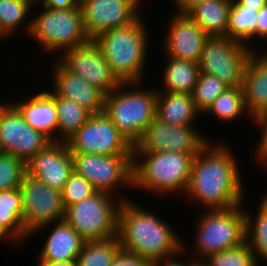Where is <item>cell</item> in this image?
<instances>
[{"label": "cell", "mask_w": 267, "mask_h": 266, "mask_svg": "<svg viewBox=\"0 0 267 266\" xmlns=\"http://www.w3.org/2000/svg\"><path fill=\"white\" fill-rule=\"evenodd\" d=\"M228 147L223 141L210 140L194 156L184 196L203 204V209H228L244 203V182Z\"/></svg>", "instance_id": "obj_1"}, {"label": "cell", "mask_w": 267, "mask_h": 266, "mask_svg": "<svg viewBox=\"0 0 267 266\" xmlns=\"http://www.w3.org/2000/svg\"><path fill=\"white\" fill-rule=\"evenodd\" d=\"M173 228L135 200H124L120 206L117 238L121 250L136 254L151 265L183 251V239Z\"/></svg>", "instance_id": "obj_2"}, {"label": "cell", "mask_w": 267, "mask_h": 266, "mask_svg": "<svg viewBox=\"0 0 267 266\" xmlns=\"http://www.w3.org/2000/svg\"><path fill=\"white\" fill-rule=\"evenodd\" d=\"M141 15L131 24L107 30L93 41L99 46L112 72L121 82H144L149 36Z\"/></svg>", "instance_id": "obj_3"}, {"label": "cell", "mask_w": 267, "mask_h": 266, "mask_svg": "<svg viewBox=\"0 0 267 266\" xmlns=\"http://www.w3.org/2000/svg\"><path fill=\"white\" fill-rule=\"evenodd\" d=\"M181 152H133V190L166 195L185 193L194 156Z\"/></svg>", "instance_id": "obj_4"}, {"label": "cell", "mask_w": 267, "mask_h": 266, "mask_svg": "<svg viewBox=\"0 0 267 266\" xmlns=\"http://www.w3.org/2000/svg\"><path fill=\"white\" fill-rule=\"evenodd\" d=\"M142 84L146 83L122 82L104 100L103 112L133 146L156 117L158 91L142 89Z\"/></svg>", "instance_id": "obj_5"}, {"label": "cell", "mask_w": 267, "mask_h": 266, "mask_svg": "<svg viewBox=\"0 0 267 266\" xmlns=\"http://www.w3.org/2000/svg\"><path fill=\"white\" fill-rule=\"evenodd\" d=\"M242 206L244 204L228 209H203L195 223L196 240L195 245L191 246L194 247L192 258L203 261L211 254L245 242V212Z\"/></svg>", "instance_id": "obj_6"}, {"label": "cell", "mask_w": 267, "mask_h": 266, "mask_svg": "<svg viewBox=\"0 0 267 266\" xmlns=\"http://www.w3.org/2000/svg\"><path fill=\"white\" fill-rule=\"evenodd\" d=\"M43 10L31 19L29 39L40 44L45 53H62L67 49L84 45L90 41L85 33L81 8Z\"/></svg>", "instance_id": "obj_7"}, {"label": "cell", "mask_w": 267, "mask_h": 266, "mask_svg": "<svg viewBox=\"0 0 267 266\" xmlns=\"http://www.w3.org/2000/svg\"><path fill=\"white\" fill-rule=\"evenodd\" d=\"M123 200L104 191L65 209L64 220L85 240L117 236L118 213Z\"/></svg>", "instance_id": "obj_8"}, {"label": "cell", "mask_w": 267, "mask_h": 266, "mask_svg": "<svg viewBox=\"0 0 267 266\" xmlns=\"http://www.w3.org/2000/svg\"><path fill=\"white\" fill-rule=\"evenodd\" d=\"M253 51L226 36L209 37L198 61L200 73L216 76L228 87H242L245 67Z\"/></svg>", "instance_id": "obj_9"}, {"label": "cell", "mask_w": 267, "mask_h": 266, "mask_svg": "<svg viewBox=\"0 0 267 266\" xmlns=\"http://www.w3.org/2000/svg\"><path fill=\"white\" fill-rule=\"evenodd\" d=\"M71 154L74 170L89 181L97 191L111 193L123 201L129 199L126 194L123 196L117 193L118 189H121L120 186L133 187L132 155Z\"/></svg>", "instance_id": "obj_10"}, {"label": "cell", "mask_w": 267, "mask_h": 266, "mask_svg": "<svg viewBox=\"0 0 267 266\" xmlns=\"http://www.w3.org/2000/svg\"><path fill=\"white\" fill-rule=\"evenodd\" d=\"M66 143L71 153L105 156L133 154V145L104 112L91 114Z\"/></svg>", "instance_id": "obj_11"}, {"label": "cell", "mask_w": 267, "mask_h": 266, "mask_svg": "<svg viewBox=\"0 0 267 266\" xmlns=\"http://www.w3.org/2000/svg\"><path fill=\"white\" fill-rule=\"evenodd\" d=\"M194 125H171L155 117L133 152H181L197 154L210 140Z\"/></svg>", "instance_id": "obj_12"}, {"label": "cell", "mask_w": 267, "mask_h": 266, "mask_svg": "<svg viewBox=\"0 0 267 266\" xmlns=\"http://www.w3.org/2000/svg\"><path fill=\"white\" fill-rule=\"evenodd\" d=\"M57 55L56 60L67 71L97 87L105 95L111 93L122 83L112 72L103 52L93 40Z\"/></svg>", "instance_id": "obj_13"}, {"label": "cell", "mask_w": 267, "mask_h": 266, "mask_svg": "<svg viewBox=\"0 0 267 266\" xmlns=\"http://www.w3.org/2000/svg\"><path fill=\"white\" fill-rule=\"evenodd\" d=\"M7 101V102H6ZM52 142L28 125L8 100L0 102V151L27 163Z\"/></svg>", "instance_id": "obj_14"}, {"label": "cell", "mask_w": 267, "mask_h": 266, "mask_svg": "<svg viewBox=\"0 0 267 266\" xmlns=\"http://www.w3.org/2000/svg\"><path fill=\"white\" fill-rule=\"evenodd\" d=\"M20 191L24 211L23 226L29 234L42 225L64 220L61 191L28 174L24 175Z\"/></svg>", "instance_id": "obj_15"}, {"label": "cell", "mask_w": 267, "mask_h": 266, "mask_svg": "<svg viewBox=\"0 0 267 266\" xmlns=\"http://www.w3.org/2000/svg\"><path fill=\"white\" fill-rule=\"evenodd\" d=\"M80 8L85 33L90 40L107 30L131 24L142 14L133 0H87Z\"/></svg>", "instance_id": "obj_16"}, {"label": "cell", "mask_w": 267, "mask_h": 266, "mask_svg": "<svg viewBox=\"0 0 267 266\" xmlns=\"http://www.w3.org/2000/svg\"><path fill=\"white\" fill-rule=\"evenodd\" d=\"M169 18L163 55L178 60L198 63L205 41L209 36L187 14L175 12ZM167 54V55H166Z\"/></svg>", "instance_id": "obj_17"}, {"label": "cell", "mask_w": 267, "mask_h": 266, "mask_svg": "<svg viewBox=\"0 0 267 266\" xmlns=\"http://www.w3.org/2000/svg\"><path fill=\"white\" fill-rule=\"evenodd\" d=\"M74 170L73 157L64 141H52L26 163V174L62 191Z\"/></svg>", "instance_id": "obj_18"}, {"label": "cell", "mask_w": 267, "mask_h": 266, "mask_svg": "<svg viewBox=\"0 0 267 266\" xmlns=\"http://www.w3.org/2000/svg\"><path fill=\"white\" fill-rule=\"evenodd\" d=\"M52 64L51 88L58 96L74 101L84 107L91 114L104 111L105 94L95 86L90 85L69 71H67L56 59ZM54 89V90H53Z\"/></svg>", "instance_id": "obj_19"}, {"label": "cell", "mask_w": 267, "mask_h": 266, "mask_svg": "<svg viewBox=\"0 0 267 266\" xmlns=\"http://www.w3.org/2000/svg\"><path fill=\"white\" fill-rule=\"evenodd\" d=\"M51 226L53 229L48 230L50 233L39 251L38 262H76L85 240L65 220L42 225L30 237Z\"/></svg>", "instance_id": "obj_20"}, {"label": "cell", "mask_w": 267, "mask_h": 266, "mask_svg": "<svg viewBox=\"0 0 267 266\" xmlns=\"http://www.w3.org/2000/svg\"><path fill=\"white\" fill-rule=\"evenodd\" d=\"M246 109L252 118L267 113V50H254L244 71L242 84Z\"/></svg>", "instance_id": "obj_21"}, {"label": "cell", "mask_w": 267, "mask_h": 266, "mask_svg": "<svg viewBox=\"0 0 267 266\" xmlns=\"http://www.w3.org/2000/svg\"><path fill=\"white\" fill-rule=\"evenodd\" d=\"M8 101L28 125L46 135L51 141H57L58 113L54 99L45 89L22 101Z\"/></svg>", "instance_id": "obj_22"}, {"label": "cell", "mask_w": 267, "mask_h": 266, "mask_svg": "<svg viewBox=\"0 0 267 266\" xmlns=\"http://www.w3.org/2000/svg\"><path fill=\"white\" fill-rule=\"evenodd\" d=\"M199 116L193 96L186 93L158 92L156 117L171 125H195Z\"/></svg>", "instance_id": "obj_23"}, {"label": "cell", "mask_w": 267, "mask_h": 266, "mask_svg": "<svg viewBox=\"0 0 267 266\" xmlns=\"http://www.w3.org/2000/svg\"><path fill=\"white\" fill-rule=\"evenodd\" d=\"M23 214L20 188L0 191V232L16 246L30 238L23 226Z\"/></svg>", "instance_id": "obj_24"}, {"label": "cell", "mask_w": 267, "mask_h": 266, "mask_svg": "<svg viewBox=\"0 0 267 266\" xmlns=\"http://www.w3.org/2000/svg\"><path fill=\"white\" fill-rule=\"evenodd\" d=\"M160 80L162 89L158 92L186 93L192 95L200 74L198 63L165 57Z\"/></svg>", "instance_id": "obj_25"}, {"label": "cell", "mask_w": 267, "mask_h": 266, "mask_svg": "<svg viewBox=\"0 0 267 266\" xmlns=\"http://www.w3.org/2000/svg\"><path fill=\"white\" fill-rule=\"evenodd\" d=\"M232 0H206L187 15L209 36H226Z\"/></svg>", "instance_id": "obj_26"}, {"label": "cell", "mask_w": 267, "mask_h": 266, "mask_svg": "<svg viewBox=\"0 0 267 266\" xmlns=\"http://www.w3.org/2000/svg\"><path fill=\"white\" fill-rule=\"evenodd\" d=\"M55 101L58 113L57 141L66 142L91 116V113L84 107L58 96L50 88L45 90Z\"/></svg>", "instance_id": "obj_27"}, {"label": "cell", "mask_w": 267, "mask_h": 266, "mask_svg": "<svg viewBox=\"0 0 267 266\" xmlns=\"http://www.w3.org/2000/svg\"><path fill=\"white\" fill-rule=\"evenodd\" d=\"M257 208L256 213L244 209L245 242L254 253L256 262L260 265L262 260L267 265V208L261 202H258Z\"/></svg>", "instance_id": "obj_28"}, {"label": "cell", "mask_w": 267, "mask_h": 266, "mask_svg": "<svg viewBox=\"0 0 267 266\" xmlns=\"http://www.w3.org/2000/svg\"><path fill=\"white\" fill-rule=\"evenodd\" d=\"M257 12L247 6L238 5L232 0L228 17L227 37L258 50L259 48H256L255 45H250L253 41L256 43Z\"/></svg>", "instance_id": "obj_29"}, {"label": "cell", "mask_w": 267, "mask_h": 266, "mask_svg": "<svg viewBox=\"0 0 267 266\" xmlns=\"http://www.w3.org/2000/svg\"><path fill=\"white\" fill-rule=\"evenodd\" d=\"M208 114L212 118L218 119L217 122L220 121L221 123L227 122L229 124L245 115L248 119L250 118L249 120L253 121L245 106L242 87H228L203 113L206 117Z\"/></svg>", "instance_id": "obj_30"}, {"label": "cell", "mask_w": 267, "mask_h": 266, "mask_svg": "<svg viewBox=\"0 0 267 266\" xmlns=\"http://www.w3.org/2000/svg\"><path fill=\"white\" fill-rule=\"evenodd\" d=\"M34 5L35 0H0V30L6 38L22 27V31L25 29V34L29 35L31 19L27 20V17Z\"/></svg>", "instance_id": "obj_31"}, {"label": "cell", "mask_w": 267, "mask_h": 266, "mask_svg": "<svg viewBox=\"0 0 267 266\" xmlns=\"http://www.w3.org/2000/svg\"><path fill=\"white\" fill-rule=\"evenodd\" d=\"M121 250L117 236L107 240L85 241L76 259L77 266H110Z\"/></svg>", "instance_id": "obj_32"}, {"label": "cell", "mask_w": 267, "mask_h": 266, "mask_svg": "<svg viewBox=\"0 0 267 266\" xmlns=\"http://www.w3.org/2000/svg\"><path fill=\"white\" fill-rule=\"evenodd\" d=\"M228 86L218 77L200 73L192 93L196 108L203 114Z\"/></svg>", "instance_id": "obj_33"}, {"label": "cell", "mask_w": 267, "mask_h": 266, "mask_svg": "<svg viewBox=\"0 0 267 266\" xmlns=\"http://www.w3.org/2000/svg\"><path fill=\"white\" fill-rule=\"evenodd\" d=\"M203 262L208 266H260L246 242L232 249L211 254Z\"/></svg>", "instance_id": "obj_34"}, {"label": "cell", "mask_w": 267, "mask_h": 266, "mask_svg": "<svg viewBox=\"0 0 267 266\" xmlns=\"http://www.w3.org/2000/svg\"><path fill=\"white\" fill-rule=\"evenodd\" d=\"M26 163L10 154L0 153V191L20 188Z\"/></svg>", "instance_id": "obj_35"}, {"label": "cell", "mask_w": 267, "mask_h": 266, "mask_svg": "<svg viewBox=\"0 0 267 266\" xmlns=\"http://www.w3.org/2000/svg\"><path fill=\"white\" fill-rule=\"evenodd\" d=\"M96 192L97 190L89 181L73 170L61 191L64 209L91 197Z\"/></svg>", "instance_id": "obj_36"}, {"label": "cell", "mask_w": 267, "mask_h": 266, "mask_svg": "<svg viewBox=\"0 0 267 266\" xmlns=\"http://www.w3.org/2000/svg\"><path fill=\"white\" fill-rule=\"evenodd\" d=\"M255 126L260 129V137L254 151V160L258 161L257 164L264 165L267 168V113L259 117L253 118L252 121Z\"/></svg>", "instance_id": "obj_37"}, {"label": "cell", "mask_w": 267, "mask_h": 266, "mask_svg": "<svg viewBox=\"0 0 267 266\" xmlns=\"http://www.w3.org/2000/svg\"><path fill=\"white\" fill-rule=\"evenodd\" d=\"M110 266H152L147 260L136 254L120 250Z\"/></svg>", "instance_id": "obj_38"}, {"label": "cell", "mask_w": 267, "mask_h": 266, "mask_svg": "<svg viewBox=\"0 0 267 266\" xmlns=\"http://www.w3.org/2000/svg\"><path fill=\"white\" fill-rule=\"evenodd\" d=\"M187 249H188L187 242H185L183 239V251L180 254H178L177 256L170 257V258H166L165 260H162V261H158V262L152 264V266H195V264H196L195 259L191 258L192 261H188L186 263V262H184V260L182 261V259L179 258L181 256L184 258V255L185 254L187 255V253H188Z\"/></svg>", "instance_id": "obj_39"}, {"label": "cell", "mask_w": 267, "mask_h": 266, "mask_svg": "<svg viewBox=\"0 0 267 266\" xmlns=\"http://www.w3.org/2000/svg\"><path fill=\"white\" fill-rule=\"evenodd\" d=\"M259 39L267 40V4L257 12L256 40Z\"/></svg>", "instance_id": "obj_40"}, {"label": "cell", "mask_w": 267, "mask_h": 266, "mask_svg": "<svg viewBox=\"0 0 267 266\" xmlns=\"http://www.w3.org/2000/svg\"><path fill=\"white\" fill-rule=\"evenodd\" d=\"M41 5V3L51 9H71L77 6L74 0H35V4ZM40 3V4H39Z\"/></svg>", "instance_id": "obj_41"}, {"label": "cell", "mask_w": 267, "mask_h": 266, "mask_svg": "<svg viewBox=\"0 0 267 266\" xmlns=\"http://www.w3.org/2000/svg\"><path fill=\"white\" fill-rule=\"evenodd\" d=\"M206 0H171L173 2L175 11L182 14H187L193 7L196 5L203 3Z\"/></svg>", "instance_id": "obj_42"}, {"label": "cell", "mask_w": 267, "mask_h": 266, "mask_svg": "<svg viewBox=\"0 0 267 266\" xmlns=\"http://www.w3.org/2000/svg\"><path fill=\"white\" fill-rule=\"evenodd\" d=\"M238 5L247 6L248 8L259 11L264 5L267 4V0H234Z\"/></svg>", "instance_id": "obj_43"}, {"label": "cell", "mask_w": 267, "mask_h": 266, "mask_svg": "<svg viewBox=\"0 0 267 266\" xmlns=\"http://www.w3.org/2000/svg\"><path fill=\"white\" fill-rule=\"evenodd\" d=\"M36 266H77L76 262H37Z\"/></svg>", "instance_id": "obj_44"}, {"label": "cell", "mask_w": 267, "mask_h": 266, "mask_svg": "<svg viewBox=\"0 0 267 266\" xmlns=\"http://www.w3.org/2000/svg\"><path fill=\"white\" fill-rule=\"evenodd\" d=\"M263 194V196L262 197H260V202L267 208V193L266 192H264V193H262Z\"/></svg>", "instance_id": "obj_45"}, {"label": "cell", "mask_w": 267, "mask_h": 266, "mask_svg": "<svg viewBox=\"0 0 267 266\" xmlns=\"http://www.w3.org/2000/svg\"><path fill=\"white\" fill-rule=\"evenodd\" d=\"M195 266H208V265L205 264L203 261H196Z\"/></svg>", "instance_id": "obj_46"}, {"label": "cell", "mask_w": 267, "mask_h": 266, "mask_svg": "<svg viewBox=\"0 0 267 266\" xmlns=\"http://www.w3.org/2000/svg\"><path fill=\"white\" fill-rule=\"evenodd\" d=\"M77 6H81L87 0H74Z\"/></svg>", "instance_id": "obj_47"}, {"label": "cell", "mask_w": 267, "mask_h": 266, "mask_svg": "<svg viewBox=\"0 0 267 266\" xmlns=\"http://www.w3.org/2000/svg\"><path fill=\"white\" fill-rule=\"evenodd\" d=\"M6 239V241L8 240L1 232H0V241L2 240V242H4L3 240Z\"/></svg>", "instance_id": "obj_48"}, {"label": "cell", "mask_w": 267, "mask_h": 266, "mask_svg": "<svg viewBox=\"0 0 267 266\" xmlns=\"http://www.w3.org/2000/svg\"><path fill=\"white\" fill-rule=\"evenodd\" d=\"M133 1H135L139 6H142L143 5V1L142 0H133Z\"/></svg>", "instance_id": "obj_49"}, {"label": "cell", "mask_w": 267, "mask_h": 266, "mask_svg": "<svg viewBox=\"0 0 267 266\" xmlns=\"http://www.w3.org/2000/svg\"><path fill=\"white\" fill-rule=\"evenodd\" d=\"M3 38H6V37L3 35V33H2L1 30H0V41H1Z\"/></svg>", "instance_id": "obj_50"}]
</instances>
